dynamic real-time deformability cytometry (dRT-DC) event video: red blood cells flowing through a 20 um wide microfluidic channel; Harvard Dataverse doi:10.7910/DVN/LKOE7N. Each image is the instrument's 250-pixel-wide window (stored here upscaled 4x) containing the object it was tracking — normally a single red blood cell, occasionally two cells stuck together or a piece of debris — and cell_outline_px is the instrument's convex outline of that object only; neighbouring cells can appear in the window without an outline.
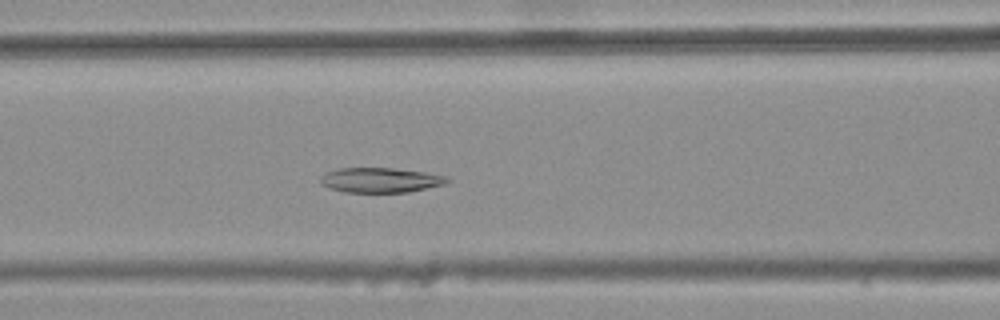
{"species": "common noctule bat (a hibernating species)", "species_latin": "Nyctalus noctula", "temperature_condition": "warm", "stored_images_in_passage": 31, "camera_frame_rate_fps": 3000, "um_per_image_px": 0.085, "animal": {"sex": "female", "body_mass_g": 25.1}, "frame": {"image": 1, "passage_image": 8, "time_ms": 2.333, "image_size_px": [1000, 320], "cell_outline_px": [[452, 180], [444, 184], [408, 192], [344, 192], [320, 184], [320, 180], [328, 172], [340, 168], [392, 168], [424, 172], [448, 176]], "centroid_in_image_um": [32.39, 15.31], "position_along_channel_um": 134.2, "area_um2": 18.15}}
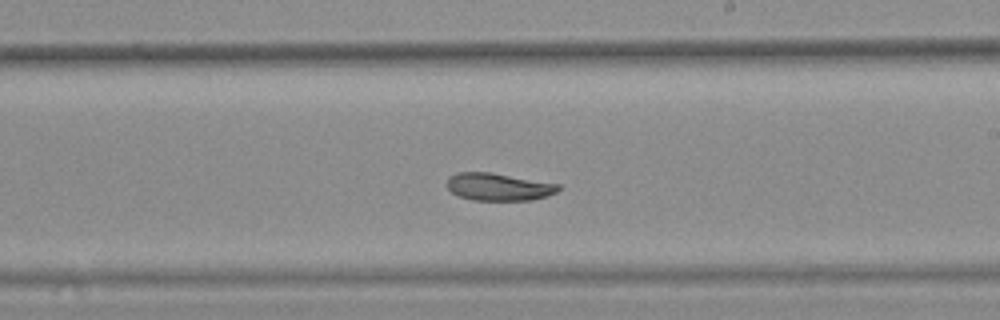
{"frame": {"image": 2, "passage_image": 17, "time_ms": 5.333, "image_size_px": [1000, 320], "cell_outline_px": [[560, 188], [556, 192], [532, 200], [472, 200], [456, 196], [444, 184], [448, 176], [456, 172], [492, 172], [560, 184]], "centroid_in_image_um": [42.3, 15.87], "position_along_channel_um": 246.7, "area_um2": 18.09}}
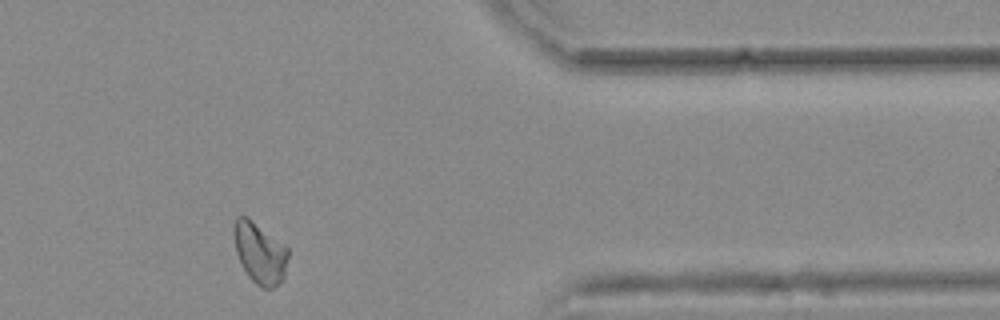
{"frame": {"image": 3, "passage_image": 30, "time_ms": 9.667, "image_size_px": [1000, 320], "cell_outline_px": [[288, 256], [284, 276], [272, 288], [264, 288], [256, 284], [252, 280], [240, 264], [236, 252], [232, 232], [236, 216], [244, 216], [284, 244], [288, 248]], "centroid_in_image_um": [22.05, 21.5], "position_along_channel_um": 389.3, "area_um2": 18.96}}